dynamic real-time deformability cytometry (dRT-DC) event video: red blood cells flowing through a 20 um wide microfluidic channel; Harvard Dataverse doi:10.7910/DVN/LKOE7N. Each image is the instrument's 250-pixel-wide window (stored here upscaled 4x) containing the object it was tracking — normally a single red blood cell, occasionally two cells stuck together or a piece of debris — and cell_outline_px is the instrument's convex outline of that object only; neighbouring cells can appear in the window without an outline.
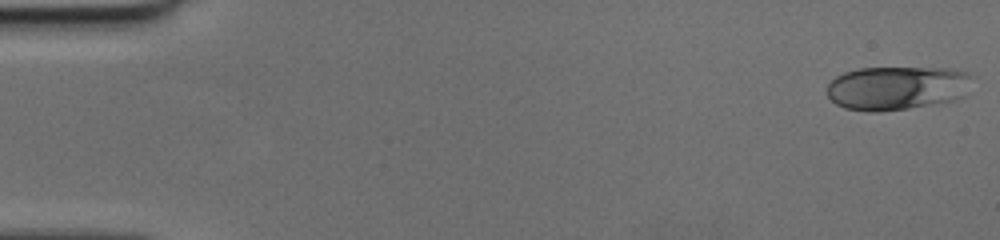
{"species": "human", "species_latin": "Homo sapiens", "temperature_condition": "cold", "stored_images_in_passage": 50, "camera_frame_rate_fps": 3000, "um_per_image_px": 0.085, "donor": {"sex": "female"}, "frame": {"image": 1, "passage_image": 1, "time_ms": 0.0, "image_size_px": [1000, 240], "cell_outline_px": [[968, 76], [960, 96], [956, 100], [908, 108], [872, 112], [844, 108], [836, 104], [828, 96], [828, 84], [836, 76], [844, 72], [860, 68], [944, 68], [964, 72]], "centroid_in_image_um": [76.11, 7.48], "position_along_channel_um": 8.9, "area_um2": 36.13}}
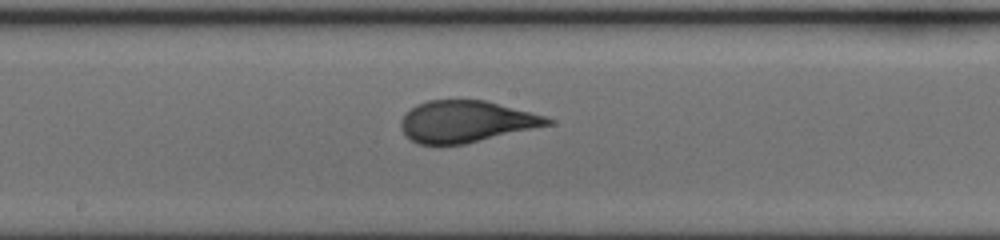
{"frame": {"image": 2, "passage_image": 27, "time_ms": 8.667, "image_size_px": [1000, 240], "cell_outline_px": [[552, 124], [464, 144], [420, 144], [404, 136], [400, 124], [400, 120], [416, 104], [428, 100], [484, 100], [544, 116], [552, 120]], "centroid_in_image_um": [39.56, 10.33], "position_along_channel_um": 208.6, "area_um2": 35.03}}
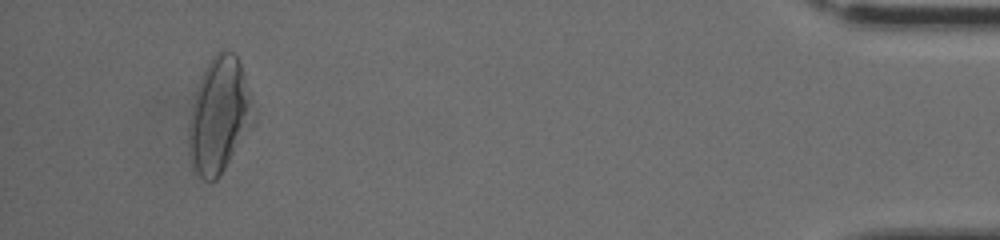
{"frame": {"image": 3, "passage_image": 47, "time_ms": 15.333, "image_size_px": [1000, 240], "cell_outline_px": [[244, 124], [232, 152], [224, 168], [216, 180], [204, 180], [192, 172], [188, 152], [188, 124], [196, 92], [204, 68], [212, 56], [220, 48], [224, 48], [232, 52], [240, 60], [244, 100]], "centroid_in_image_um": [18.38, 9.81], "position_along_channel_um": 416.8, "area_um2": 39.54}}